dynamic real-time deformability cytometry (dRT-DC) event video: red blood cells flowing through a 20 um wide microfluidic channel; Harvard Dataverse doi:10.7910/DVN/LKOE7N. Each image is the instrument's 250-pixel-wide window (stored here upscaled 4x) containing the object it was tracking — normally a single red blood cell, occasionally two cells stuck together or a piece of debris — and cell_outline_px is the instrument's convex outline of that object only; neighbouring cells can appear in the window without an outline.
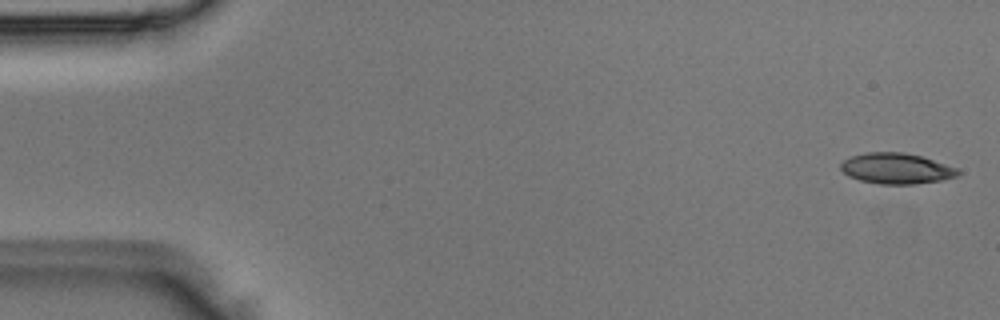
{"species": "Egyptian fruit bat (a non-hibernating species)", "species_latin": "Rousettus aegyptiacus", "temperature_condition": "room temperature", "stored_images_in_passage": 5, "camera_frame_rate_fps": 3000, "um_per_image_px": 0.085, "animal": {"sex": "male"}, "frame": {"image": 1, "passage_image": 1, "time_ms": 0.0, "image_size_px": [1000, 320], "cell_outline_px": [[960, 172], [956, 176], [940, 180], [916, 184], [880, 184], [860, 180], [848, 176], [840, 168], [840, 164], [844, 160], [852, 156], [868, 152], [904, 152], [920, 156], [956, 168]], "centroid_in_image_um": [76.15, 14.32], "position_along_channel_um": 8.9, "area_um2": 20.69}}